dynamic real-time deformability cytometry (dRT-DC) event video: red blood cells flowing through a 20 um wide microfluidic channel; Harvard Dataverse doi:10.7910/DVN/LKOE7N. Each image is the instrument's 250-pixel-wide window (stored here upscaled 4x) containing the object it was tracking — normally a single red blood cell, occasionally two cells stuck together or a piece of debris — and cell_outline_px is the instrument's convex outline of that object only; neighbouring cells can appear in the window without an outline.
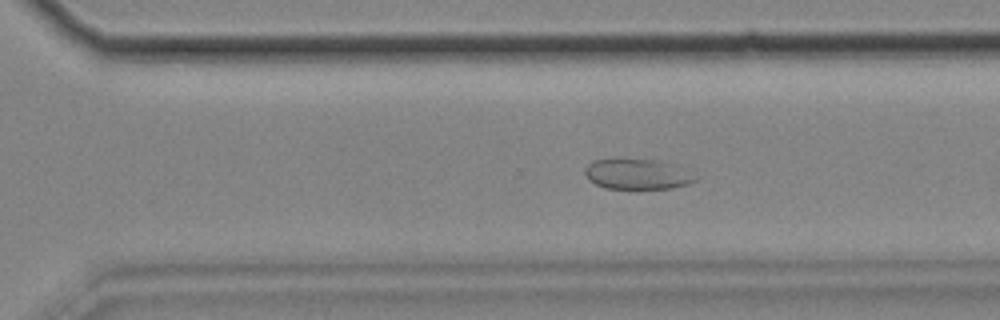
{"species": "common noctule bat (a hibernating species)", "species_latin": "Nyctalus noctula", "temperature_condition": "cold", "stored_images_in_passage": 57, "camera_frame_rate_fps": 3000, "um_per_image_px": 0.085, "animal": {"sex": "female", "body_mass_g": 18.4}, "frame": {"image": 1, "passage_image": 39, "time_ms": 12.667, "image_size_px": [1000, 320], "cell_outline_px": [[696, 180], [688, 184], [672, 188], [604, 188], [588, 180], [584, 172], [584, 168], [592, 160], [660, 160], [672, 164], [696, 176]], "centroid_in_image_um": [54.13, 14.81], "position_along_channel_um": 316.5, "area_um2": 19.13}}
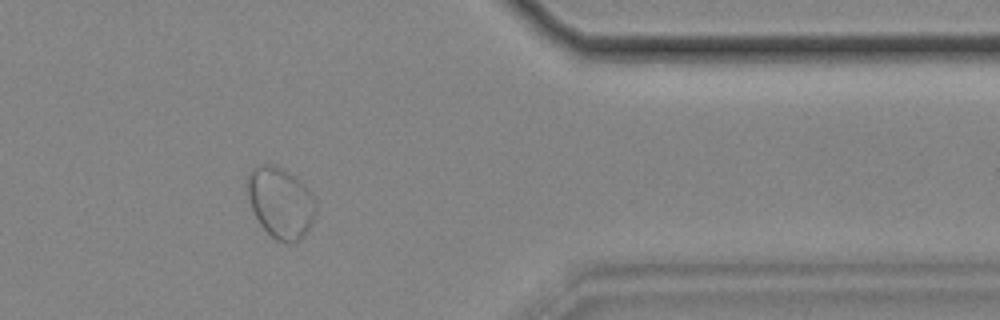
{"frame": {"image": 2, "passage_image": 47, "time_ms": 15.333, "image_size_px": [1000, 320], "cell_outline_px": [[316, 212], [304, 236], [296, 244], [276, 240], [260, 224], [252, 208], [244, 188], [248, 176], [252, 168], [260, 164], [272, 164], [284, 168], [296, 176], [304, 184], [312, 196], [316, 204]], "centroid_in_image_um": [23.82, 17.19], "position_along_channel_um": 387.6, "area_um2": 28.5}}
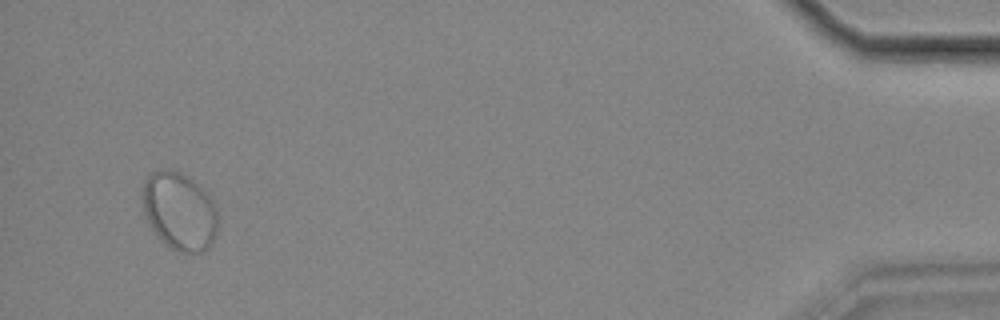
{"frame": {"image": 3, "passage_image": 55, "time_ms": 18.0, "image_size_px": [1000, 320], "cell_outline_px": [[220, 220], [216, 236], [212, 244], [204, 252], [180, 252], [172, 248], [160, 240], [156, 236], [144, 216], [144, 180], [152, 172], [160, 168], [172, 168], [188, 176], [208, 192], [220, 216]], "centroid_in_image_um": [15.3, 17.95], "position_along_channel_um": 419.9, "area_um2": 34.91}}